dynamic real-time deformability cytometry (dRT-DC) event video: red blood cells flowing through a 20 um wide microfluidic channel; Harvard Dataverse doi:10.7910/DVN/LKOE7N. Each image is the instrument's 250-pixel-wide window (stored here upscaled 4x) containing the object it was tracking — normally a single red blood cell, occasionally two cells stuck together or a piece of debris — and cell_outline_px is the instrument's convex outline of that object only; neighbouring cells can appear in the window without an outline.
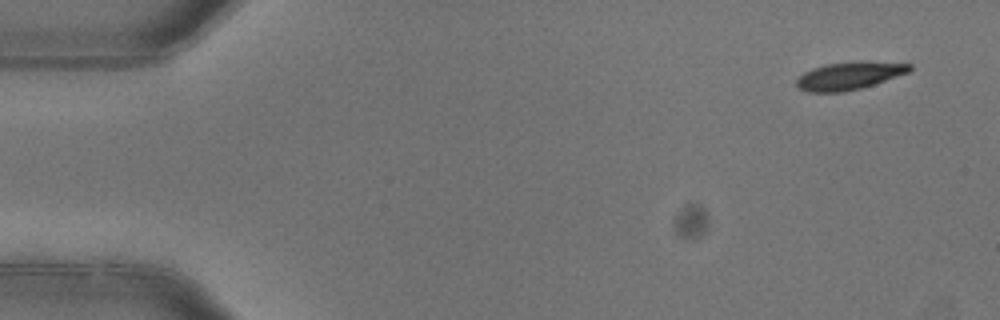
{"species": "common noctule bat (a hibernating species)", "species_latin": "Nyctalus noctula", "temperature_condition": "warm", "stored_images_in_passage": 3, "camera_frame_rate_fps": 3000, "um_per_image_px": 0.085, "animal": {"sex": "female"}, "frame": {"image": 1, "passage_image": 1, "time_ms": 0.0, "image_size_px": [1000, 320], "cell_outline_px": [[912, 68], [908, 72], [860, 88], [844, 92], [808, 92], [800, 88], [796, 84], [796, 80], [804, 72], [812, 68], [824, 64], [860, 60], [864, 60], [912, 64]], "centroid_in_image_um": [72.17, 6.41], "position_along_channel_um": 12.8, "area_um2": 18.26}}